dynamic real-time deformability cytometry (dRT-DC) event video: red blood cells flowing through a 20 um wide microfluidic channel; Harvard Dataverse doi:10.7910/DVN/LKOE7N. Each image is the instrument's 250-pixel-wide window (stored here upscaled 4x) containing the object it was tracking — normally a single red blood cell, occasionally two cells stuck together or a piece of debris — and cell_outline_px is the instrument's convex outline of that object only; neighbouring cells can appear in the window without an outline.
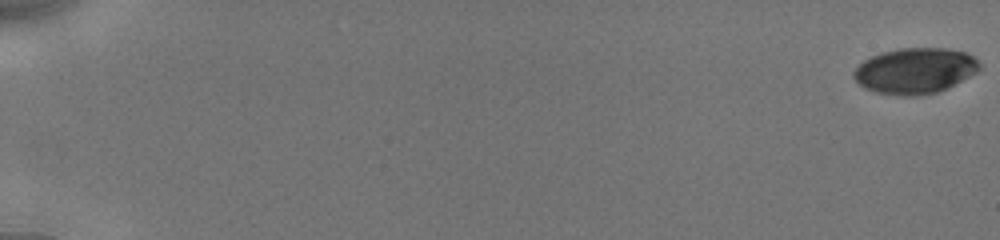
{"species": "human", "species_latin": "Homo sapiens", "temperature_condition": "cold", "stored_images_in_passage": 11, "camera_frame_rate_fps": 3000, "um_per_image_px": 0.085, "donor": {"sex": "male"}, "frame": {"image": 1, "passage_image": 1, "time_ms": 0.0, "image_size_px": [1000, 240], "cell_outline_px": [[980, 68], [976, 72], [936, 92], [920, 96], [900, 96], [876, 92], [864, 88], [852, 76], [852, 72], [864, 60], [872, 56], [884, 52], [900, 48], [948, 48], [964, 52], [972, 56], [980, 64]], "centroid_in_image_um": [77.74, 6.01], "position_along_channel_um": 7.3, "area_um2": 33.12}}
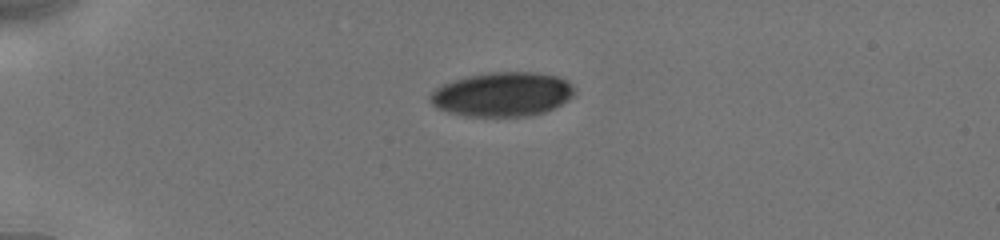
{"frame": {"image": 2, "passage_image": 7, "time_ms": 5.0, "image_size_px": [1000, 240], "cell_outline_px": [[576, 92], [568, 100], [544, 112], [528, 116], [464, 116], [448, 112], [436, 108], [428, 100], [428, 96], [436, 88], [444, 84], [468, 76], [488, 72], [532, 72], [556, 76], [568, 80], [572, 84]], "centroid_in_image_um": [42.69, 8.02], "position_along_channel_um": 42.3, "area_um2": 37.22}}
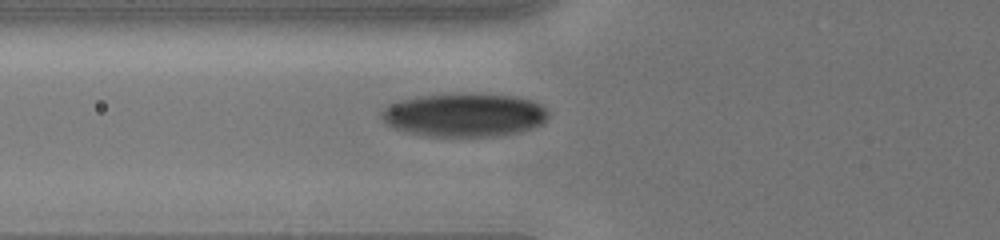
{"frame": {"image": 3, "passage_image": 11, "time_ms": 7.333, "image_size_px": [1000, 240], "cell_outline_px": [[548, 120], [544, 124], [520, 132], [500, 136], [424, 136], [392, 128], [380, 116], [380, 112], [388, 104], [400, 100], [420, 96], [452, 92], [472, 92], [516, 96], [532, 100], [540, 104], [548, 112]], "centroid_in_image_um": [39.49, 9.75], "position_along_channel_um": 86.3, "area_um2": 43.23}}